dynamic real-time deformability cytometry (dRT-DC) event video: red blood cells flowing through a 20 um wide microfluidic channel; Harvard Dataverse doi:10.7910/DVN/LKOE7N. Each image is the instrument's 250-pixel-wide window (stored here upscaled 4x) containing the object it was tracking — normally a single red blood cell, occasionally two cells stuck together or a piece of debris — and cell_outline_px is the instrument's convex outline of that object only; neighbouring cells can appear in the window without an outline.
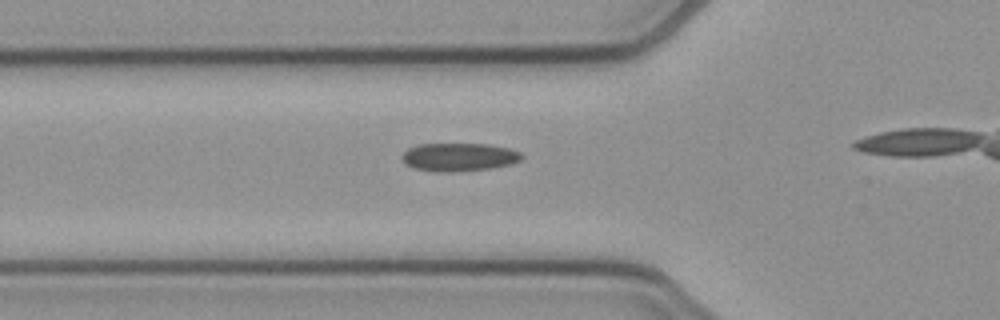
{"species": "common noctule bat (a hibernating species)", "species_latin": "Nyctalus noctula", "temperature_condition": "cold", "stored_images_in_passage": 17, "camera_frame_rate_fps": 3000, "um_per_image_px": 0.085, "animal": {"sex": "female", "body_mass_g": 21.9}, "frame": {"image": 1, "passage_image": 12, "time_ms": 3.667, "image_size_px": [1000, 320], "cell_outline_px": [[524, 156], [520, 160], [512, 164], [492, 168], [452, 172], [436, 172], [416, 168], [408, 164], [400, 156], [408, 148], [420, 144], [488, 144], [508, 148], [520, 152]], "centroid_in_image_um": [39.04, 13.35], "position_along_channel_um": 86.8, "area_um2": 19.59}}
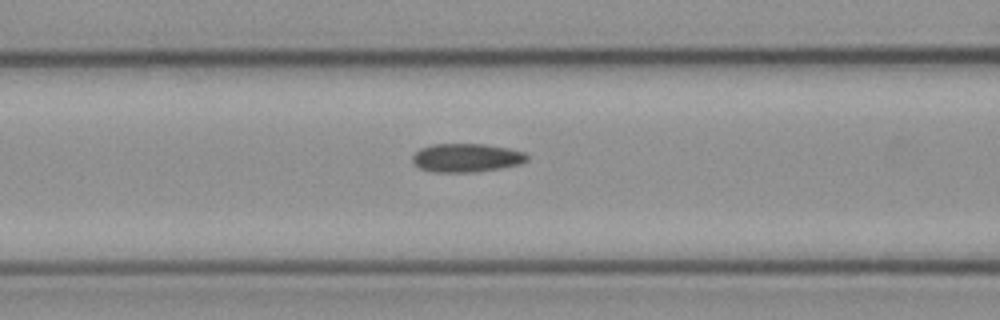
{"frame": {"image": 2, "passage_image": 15, "time_ms": 4.667, "image_size_px": [1000, 320], "cell_outline_px": [[528, 160], [520, 164], [500, 168], [476, 172], [432, 172], [420, 168], [412, 164], [412, 156], [420, 148], [432, 144], [484, 144], [508, 148], [524, 152], [528, 156]], "centroid_in_image_um": [39.62, 13.41], "position_along_channel_um": 127.0, "area_um2": 19.19}}